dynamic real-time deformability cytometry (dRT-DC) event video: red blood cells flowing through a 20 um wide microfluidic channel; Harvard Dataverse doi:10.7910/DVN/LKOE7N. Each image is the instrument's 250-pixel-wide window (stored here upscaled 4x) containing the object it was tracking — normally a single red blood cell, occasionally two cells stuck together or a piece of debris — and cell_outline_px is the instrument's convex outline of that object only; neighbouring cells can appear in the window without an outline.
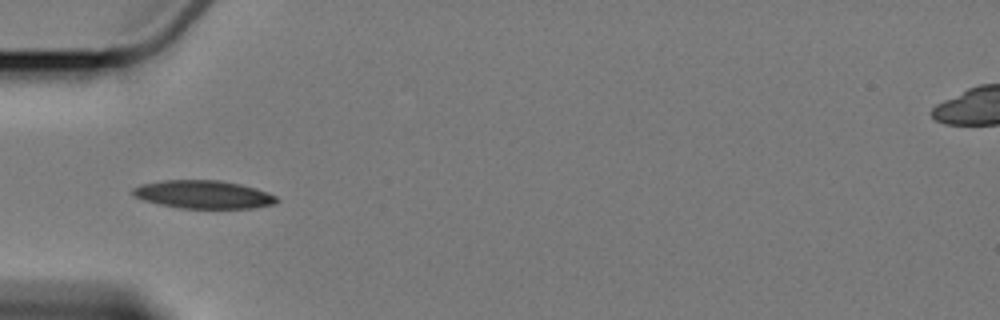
{"species": "Egyptian fruit bat (a non-hibernating species)", "species_latin": "Rousettus aegyptiacus", "temperature_condition": "cold", "stored_images_in_passage": 4, "camera_frame_rate_fps": 3000, "um_per_image_px": 0.085, "animal": {"sex": "female"}, "frame": {"image": 1, "passage_image": 2, "time_ms": 1.333, "image_size_px": [1000, 320], "cell_outline_px": [[280, 200], [272, 204], [252, 208], [180, 208], [160, 204], [144, 200], [132, 196], [132, 188], [140, 184], [164, 180], [220, 180], [240, 184], [256, 188], [268, 192], [276, 196]], "centroid_in_image_um": [17.27, 16.52], "position_along_channel_um": 67.7, "area_um2": 23.58}}
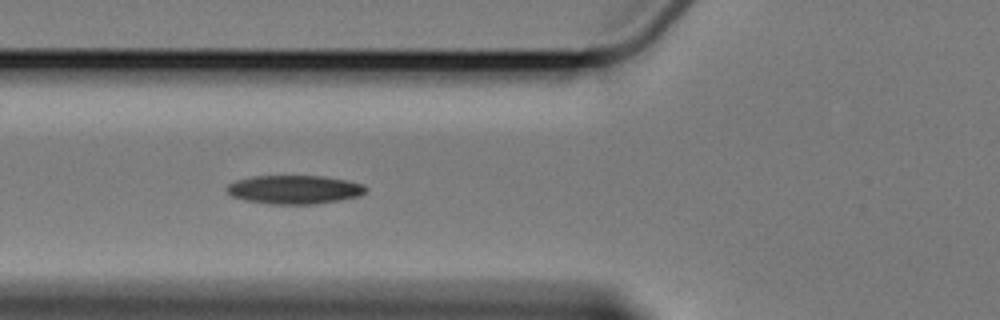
{"frame": {"image": 2, "passage_image": 3, "time_ms": 2.333, "image_size_px": [1000, 320], "cell_outline_px": [[368, 188], [360, 196], [340, 200], [316, 204], [268, 204], [244, 200], [232, 196], [224, 188], [228, 184], [236, 180], [252, 176], [324, 176], [348, 180], [364, 184]], "centroid_in_image_um": [25.03, 16.11], "position_along_channel_um": 100.8, "area_um2": 23.47}}
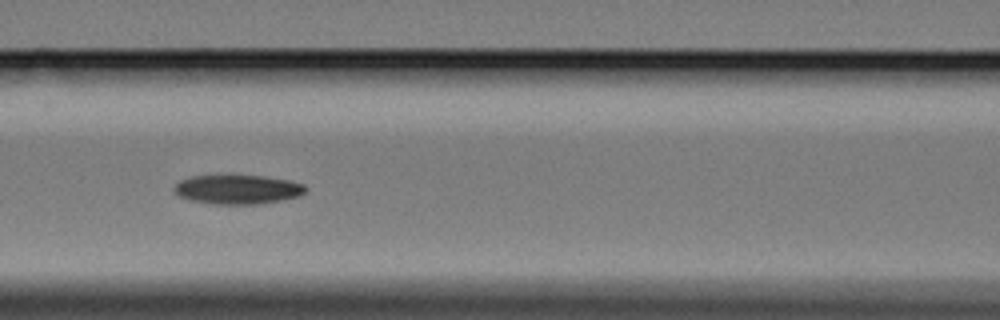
{"frame": {"image": 3, "passage_image": 4, "time_ms": 3.667, "image_size_px": [1000, 320], "cell_outline_px": [[308, 188], [304, 192], [296, 196], [280, 200], [260, 204], [212, 204], [192, 200], [180, 196], [172, 188], [180, 180], [192, 176], [216, 172], [224, 172], [264, 176], [288, 180], [304, 184]], "centroid_in_image_um": [20.14, 16.04], "position_along_channel_um": 146.5, "area_um2": 23.24}}